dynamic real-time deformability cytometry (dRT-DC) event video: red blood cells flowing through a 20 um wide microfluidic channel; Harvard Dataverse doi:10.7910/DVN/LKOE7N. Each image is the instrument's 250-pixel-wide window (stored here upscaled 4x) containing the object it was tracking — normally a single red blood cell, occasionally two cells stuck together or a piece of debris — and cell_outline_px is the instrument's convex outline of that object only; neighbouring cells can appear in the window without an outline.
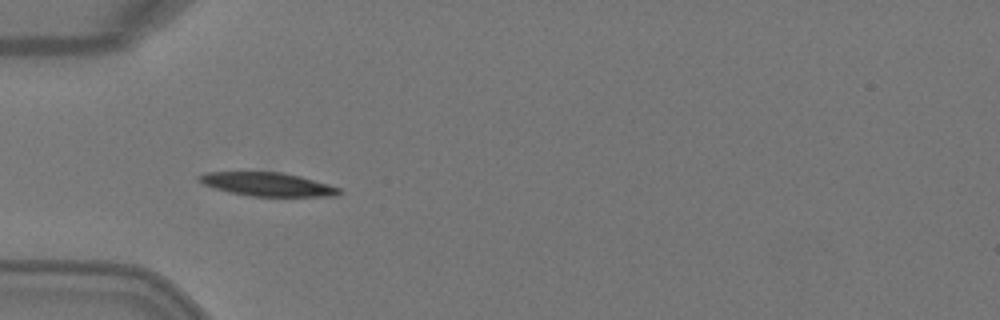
{"species": "Egyptian fruit bat (a non-hibernating species)", "species_latin": "Rousettus aegyptiacus", "temperature_condition": "warm", "stored_images_in_passage": 9, "camera_frame_rate_fps": 3000, "um_per_image_px": 0.085, "animal": {"sex": "female"}, "frame": {"image": 1, "passage_image": 6, "time_ms": 1.667, "image_size_px": [1000, 320], "cell_outline_px": [[344, 192], [336, 196], [252, 196], [228, 192], [212, 188], [196, 180], [196, 176], [204, 172], [280, 172], [300, 176], [328, 184], [340, 188]], "centroid_in_image_um": [22.7, 15.66], "position_along_channel_um": 62.3, "area_um2": 19.36}}
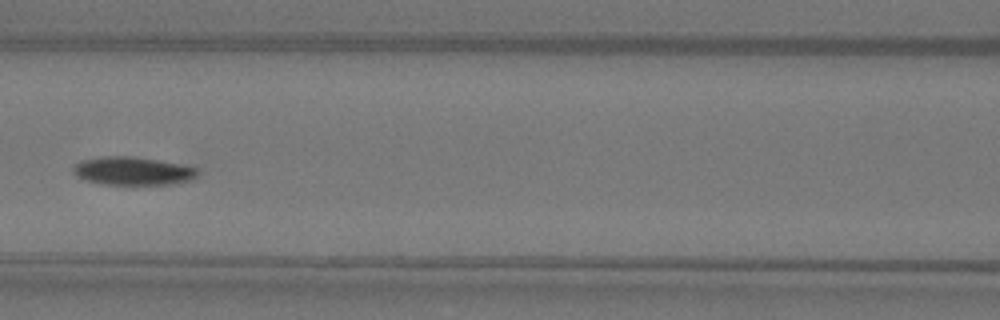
{"frame": {"image": 2, "passage_image": 8, "time_ms": 2.333, "image_size_px": [1000, 320], "cell_outline_px": [[200, 172], [192, 180], [180, 184], [100, 184], [76, 176], [72, 168], [80, 160], [100, 156], [132, 156], [160, 160], [184, 164], [196, 168]], "centroid_in_image_um": [11.34, 14.52], "position_along_channel_um": 155.3, "area_um2": 20.75}}